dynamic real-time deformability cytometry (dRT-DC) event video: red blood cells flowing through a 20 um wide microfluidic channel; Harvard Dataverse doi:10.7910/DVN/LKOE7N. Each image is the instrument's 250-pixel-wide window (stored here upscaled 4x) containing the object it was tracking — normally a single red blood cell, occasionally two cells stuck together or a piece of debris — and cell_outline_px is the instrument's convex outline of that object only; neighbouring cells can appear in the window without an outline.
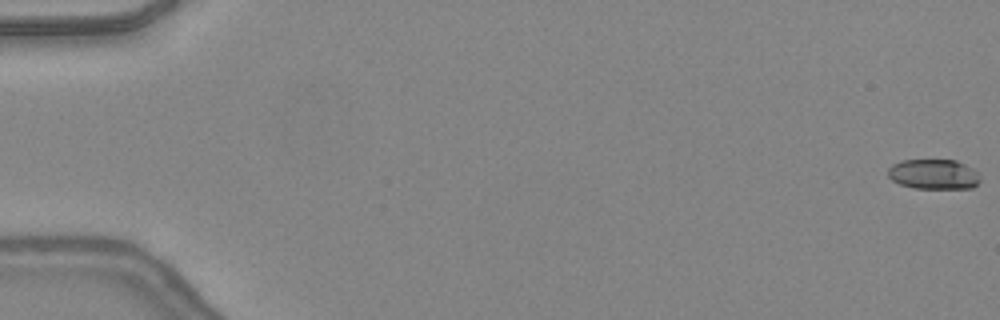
{"species": "common noctule bat (a hibernating species)", "species_latin": "Nyctalus noctula", "temperature_condition": "warm", "stored_images_in_passage": 48, "camera_frame_rate_fps": 3000, "um_per_image_px": 0.085, "animal": {"sex": "female", "body_mass_g": 24.6, "forearm_length_mm": 56.2}, "frame": {"image": 1, "passage_image": 1, "time_ms": 0.0, "image_size_px": [1000, 320], "cell_outline_px": [[980, 180], [972, 188], [912, 188], [900, 184], [892, 180], [888, 176], [888, 168], [892, 164], [900, 160], [956, 160], [972, 168], [980, 176]], "centroid_in_image_um": [79.33, 14.8], "position_along_channel_um": 5.7, "area_um2": 16.13}}
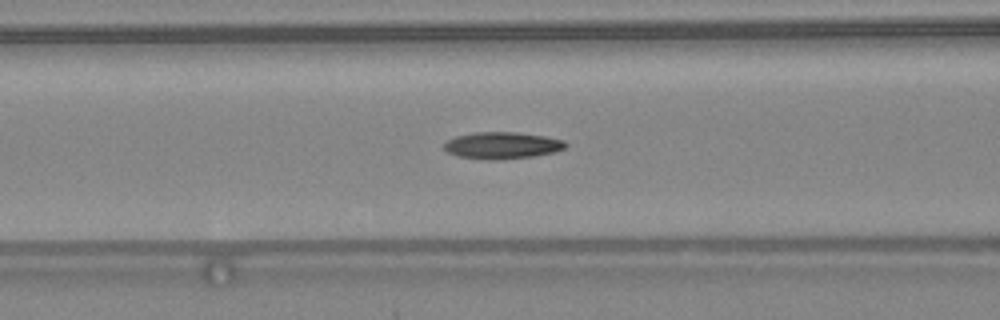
{"frame": {"image": 2, "passage_image": 21, "time_ms": 6.667, "image_size_px": [1000, 320], "cell_outline_px": [[568, 144], [564, 148], [556, 152], [532, 156], [496, 160], [484, 160], [456, 156], [448, 152], [444, 148], [444, 144], [448, 140], [456, 136], [476, 132], [516, 132], [544, 136], [564, 140]], "centroid_in_image_um": [42.68, 12.36], "position_along_channel_um": 123.9, "area_um2": 19.02}}
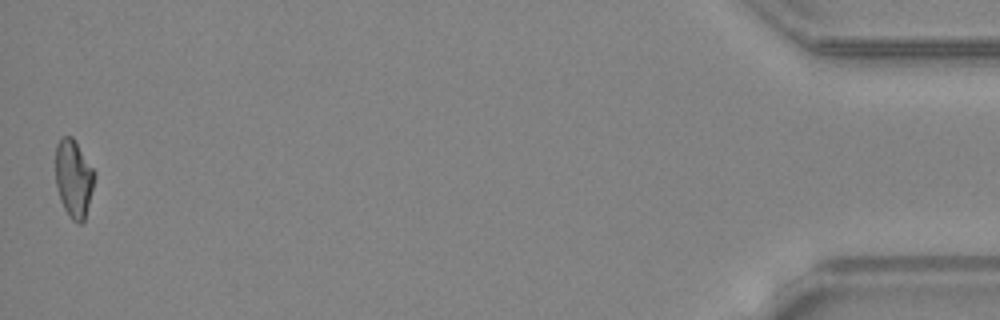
{"frame": {"image": 3, "passage_image": 48, "time_ms": 15.667, "image_size_px": [1000, 320], "cell_outline_px": [[96, 176], [84, 220], [80, 224], [72, 220], [68, 216], [60, 200], [56, 184], [56, 144], [64, 136], [72, 136], [96, 172]], "centroid_in_image_um": [6.27, 15.17], "position_along_channel_um": 428.9, "area_um2": 17.63}, "authors_computed_cell_mechanics": {"area_um2": 18.1781, "velocity_mm_per_s": 4.4188, "shape_relaxation_time_tau1_ms": null, "shape_relaxation_time_tau2_ms": 3.7915, "deformation_change_tau1": null, "deformation_change_tau2": 0.1317}}